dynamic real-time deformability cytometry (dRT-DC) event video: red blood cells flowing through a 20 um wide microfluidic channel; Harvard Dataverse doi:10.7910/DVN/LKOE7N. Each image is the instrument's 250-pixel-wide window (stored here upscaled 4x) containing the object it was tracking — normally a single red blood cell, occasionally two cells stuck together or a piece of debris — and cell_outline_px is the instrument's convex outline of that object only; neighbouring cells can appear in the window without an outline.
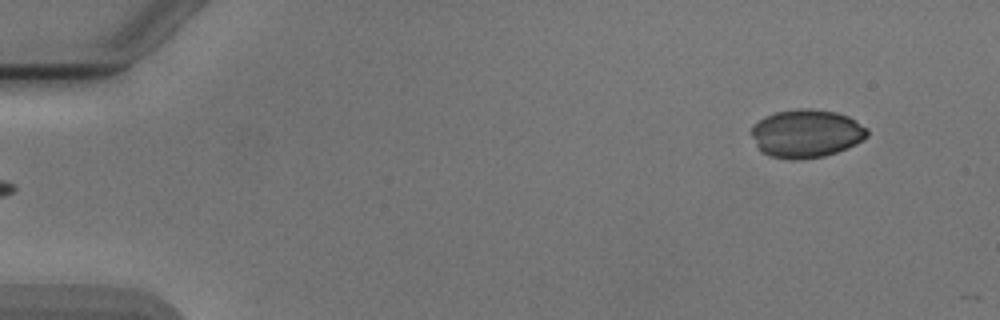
{"species": "Egyptian fruit bat (a non-hibernating species)", "species_latin": "Rousettus aegyptiacus", "temperature_condition": "cold", "stored_images_in_passage": 6, "segment_of_instrument_passage": [2, 2], "camera_frame_rate_fps": 3000, "um_per_image_px": 0.085, "animal": {"sex": "male"}, "frame": {"image": 1, "passage_image": 6, "time_ms": 6.0, "image_size_px": [1000, 320], "cell_outline_px": [[868, 136], [856, 144], [836, 152], [824, 156], [796, 160], [788, 160], [768, 156], [760, 152], [752, 136], [752, 128], [764, 116], [776, 112], [800, 108], [812, 108], [836, 112], [848, 116], [868, 128]], "centroid_in_image_um": [68.54, 11.35], "position_along_channel_um": 16.5, "area_um2": 32.66}}